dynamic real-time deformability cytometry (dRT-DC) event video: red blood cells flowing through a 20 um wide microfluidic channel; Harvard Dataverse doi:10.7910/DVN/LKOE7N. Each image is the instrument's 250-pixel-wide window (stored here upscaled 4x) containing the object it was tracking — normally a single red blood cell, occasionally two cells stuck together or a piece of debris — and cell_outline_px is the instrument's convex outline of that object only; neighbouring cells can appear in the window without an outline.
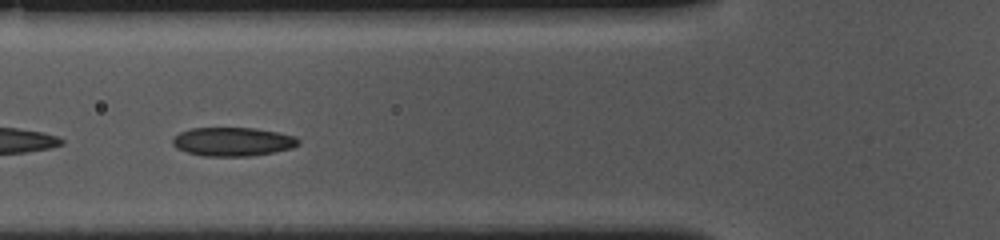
{"species": "common noctule bat (a hibernating species)", "species_latin": "Nyctalus noctula", "temperature_condition": "cold", "stored_images_in_passage": 39, "camera_frame_rate_fps": 3000, "um_per_image_px": 0.085, "animal": {"sex": "female", "body_mass_g": 10.0, "forearm_length_mm": 53.1}, "frame": {"image": 1, "passage_image": 12, "time_ms": 3.667, "image_size_px": [1000, 240], "cell_outline_px": [[300, 144], [292, 148], [272, 152], [248, 156], [204, 156], [188, 152], [176, 148], [172, 144], [172, 140], [180, 132], [192, 128], [256, 128], [296, 136], [300, 140]], "centroid_in_image_um": [19.8, 12.04], "position_along_channel_um": 106.0, "area_um2": 20.98}, "authors_computed_cell_mechanics": {"area_um2": 20.9814, "velocity_mm_per_s": 3.5871, "shape_relaxation_time_tau1_ms": null, "shape_relaxation_time_tau2_ms": 3.2557, "deformation_change_tau1": null, "deformation_change_tau2": 0.1028}}